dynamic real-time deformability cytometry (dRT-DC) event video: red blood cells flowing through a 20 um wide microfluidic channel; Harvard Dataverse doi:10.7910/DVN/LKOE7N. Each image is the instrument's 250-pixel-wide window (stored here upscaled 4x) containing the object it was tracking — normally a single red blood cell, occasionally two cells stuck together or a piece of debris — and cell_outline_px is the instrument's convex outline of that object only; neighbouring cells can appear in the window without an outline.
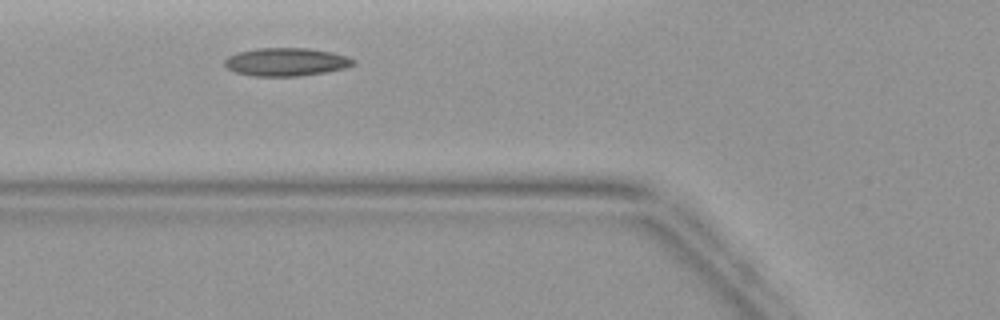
{"species": "common noctule bat (a hibernating species)", "species_latin": "Nyctalus noctula", "temperature_condition": "warm", "stored_images_in_passage": 2, "camera_frame_rate_fps": 3000, "um_per_image_px": 0.085, "animal": {"sex": "female", "body_mass_g": 19.9}, "frame": {"image": 1, "passage_image": 2, "time_ms": 1.0, "image_size_px": [1000, 320], "cell_outline_px": [[356, 64], [344, 68], [324, 72], [300, 76], [252, 76], [236, 72], [228, 68], [224, 64], [224, 60], [228, 56], [236, 52], [256, 48], [308, 48], [332, 52], [348, 56], [356, 60]], "centroid_in_image_um": [24.33, 5.26], "position_along_channel_um": 101.5, "area_um2": 21.21}}